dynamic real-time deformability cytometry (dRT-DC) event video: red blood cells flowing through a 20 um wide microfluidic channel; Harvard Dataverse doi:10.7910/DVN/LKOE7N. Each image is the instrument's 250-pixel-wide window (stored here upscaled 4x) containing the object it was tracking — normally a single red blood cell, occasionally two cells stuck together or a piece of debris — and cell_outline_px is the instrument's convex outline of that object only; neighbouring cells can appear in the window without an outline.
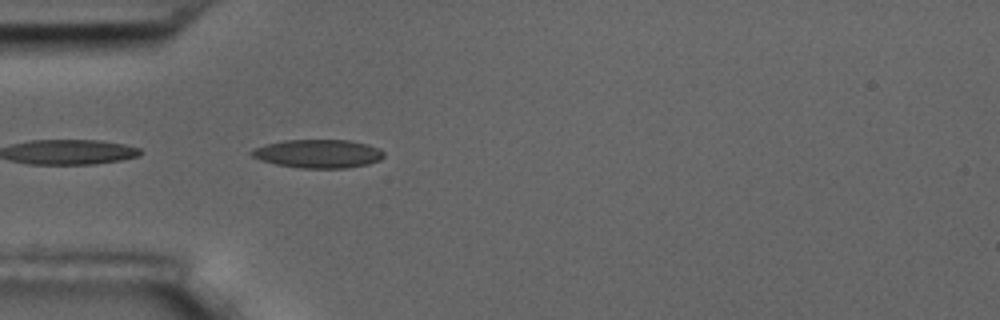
{"species": "common noctule bat (a hibernating species)", "species_latin": "Nyctalus noctula", "temperature_condition": "room temperature", "stored_images_in_passage": 5, "camera_frame_rate_fps": 3000, "um_per_image_px": 0.085, "animal": {"sex": "male", "body_mass_g": 17.5, "forearm_length_mm": 52.3}, "frame": {"image": 1, "passage_image": 5, "time_ms": 4.667, "image_size_px": [1000, 320], "cell_outline_px": [[384, 156], [380, 160], [368, 164], [348, 168], [300, 168], [276, 164], [252, 156], [248, 152], [252, 148], [284, 140], [348, 140], [368, 144], [380, 148], [384, 152]], "centroid_in_image_um": [27.08, 13.06], "position_along_channel_um": 57.9, "area_um2": 21.96}}